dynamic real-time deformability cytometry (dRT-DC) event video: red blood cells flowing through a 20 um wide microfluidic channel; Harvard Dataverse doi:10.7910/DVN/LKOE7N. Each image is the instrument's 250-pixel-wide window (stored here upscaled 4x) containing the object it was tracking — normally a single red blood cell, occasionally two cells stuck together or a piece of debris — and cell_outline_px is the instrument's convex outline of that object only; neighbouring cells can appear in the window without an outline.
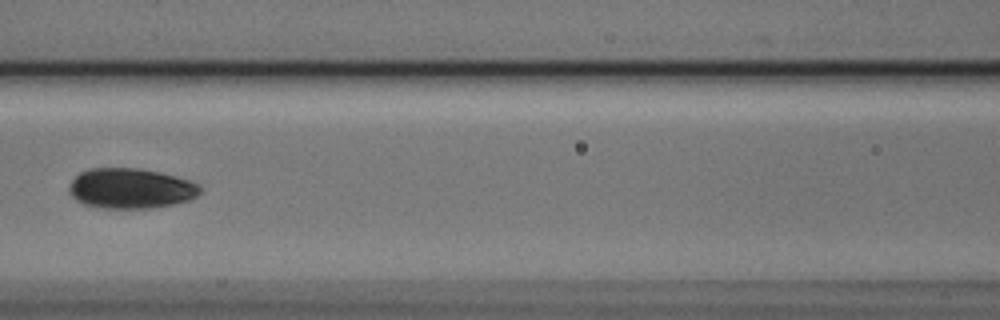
{"species": "Egyptian fruit bat (a non-hibernating species)", "species_latin": "Rousettus aegyptiacus", "temperature_condition": "cold", "stored_images_in_passage": 8, "camera_frame_rate_fps": 3000, "um_per_image_px": 0.085, "animal": {"sex": "male"}, "frame": {"image": 1, "passage_image": 7, "time_ms": 2.0, "image_size_px": [1000, 320], "cell_outline_px": [[200, 192], [196, 196], [188, 200], [172, 204], [152, 208], [104, 208], [84, 204], [76, 200], [72, 196], [68, 188], [72, 180], [80, 172], [88, 168], [140, 168], [160, 172], [176, 176], [188, 180], [196, 184], [200, 188]], "centroid_in_image_um": [11.08, 16.01], "position_along_channel_um": 155.5, "area_um2": 30.58}}
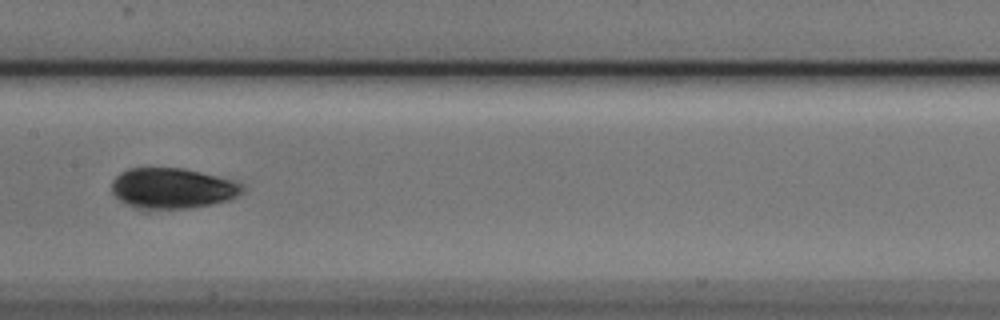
{"frame": {"image": 2, "passage_image": 8, "time_ms": 2.333, "image_size_px": [1000, 320], "cell_outline_px": [[244, 192], [228, 200], [212, 204], [188, 208], [136, 208], [120, 200], [112, 192], [112, 180], [120, 172], [128, 168], [184, 168], [232, 180], [244, 184]], "centroid_in_image_um": [14.66, 15.99], "position_along_channel_um": 192.7, "area_um2": 30.69}}